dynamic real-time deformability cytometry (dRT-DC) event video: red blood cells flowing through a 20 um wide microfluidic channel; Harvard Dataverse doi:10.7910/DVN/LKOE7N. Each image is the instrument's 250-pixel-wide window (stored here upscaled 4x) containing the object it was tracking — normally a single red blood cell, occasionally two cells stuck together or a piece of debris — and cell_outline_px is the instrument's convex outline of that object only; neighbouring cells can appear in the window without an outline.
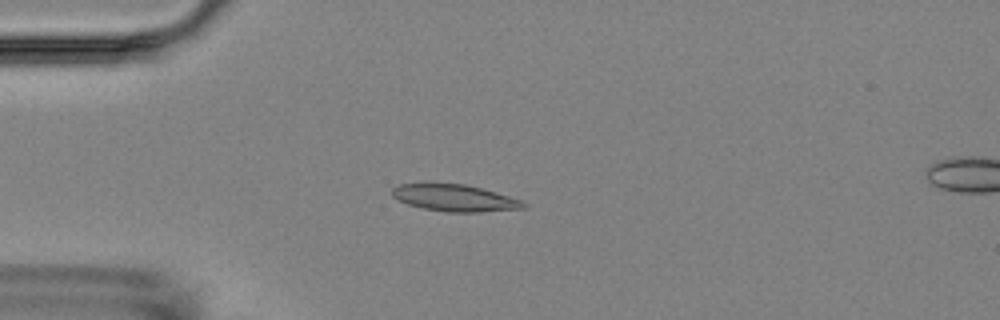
{"species": "Egyptian fruit bat (a non-hibernating species)", "species_latin": "Rousettus aegyptiacus", "temperature_condition": "room temperature", "stored_images_in_passage": 6, "camera_frame_rate_fps": 3000, "um_per_image_px": 0.085, "animal": {"sex": "female"}, "frame": {"image": 1, "passage_image": 4, "time_ms": 4.333, "image_size_px": [1000, 320], "cell_outline_px": [[528, 204], [524, 208], [480, 212], [448, 212], [424, 208], [408, 204], [392, 196], [392, 188], [400, 184], [424, 180], [464, 184], [496, 192], [520, 200]], "centroid_in_image_um": [38.57, 16.78], "position_along_channel_um": 46.4, "area_um2": 21.04}}
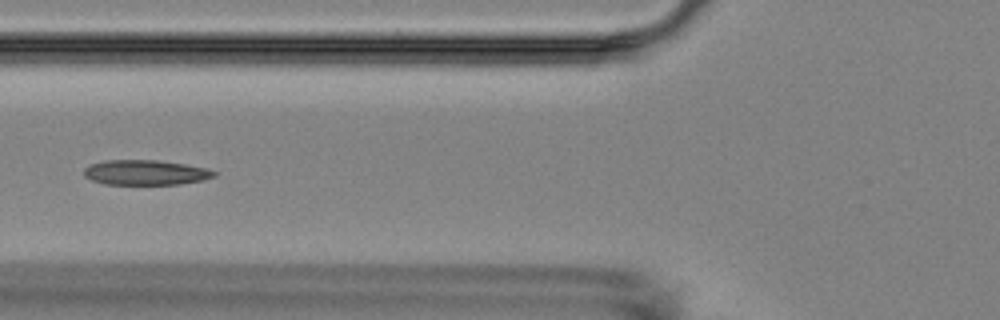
{"frame": {"image": 2, "passage_image": 6, "time_ms": 6.667, "image_size_px": [1000, 320], "cell_outline_px": [[216, 176], [204, 180], [180, 184], [104, 184], [92, 180], [84, 176], [84, 168], [88, 164], [104, 160], [156, 160], [184, 164], [208, 168], [216, 172]], "centroid_in_image_um": [12.36, 14.66], "position_along_channel_um": 113.4, "area_um2": 19.07}}